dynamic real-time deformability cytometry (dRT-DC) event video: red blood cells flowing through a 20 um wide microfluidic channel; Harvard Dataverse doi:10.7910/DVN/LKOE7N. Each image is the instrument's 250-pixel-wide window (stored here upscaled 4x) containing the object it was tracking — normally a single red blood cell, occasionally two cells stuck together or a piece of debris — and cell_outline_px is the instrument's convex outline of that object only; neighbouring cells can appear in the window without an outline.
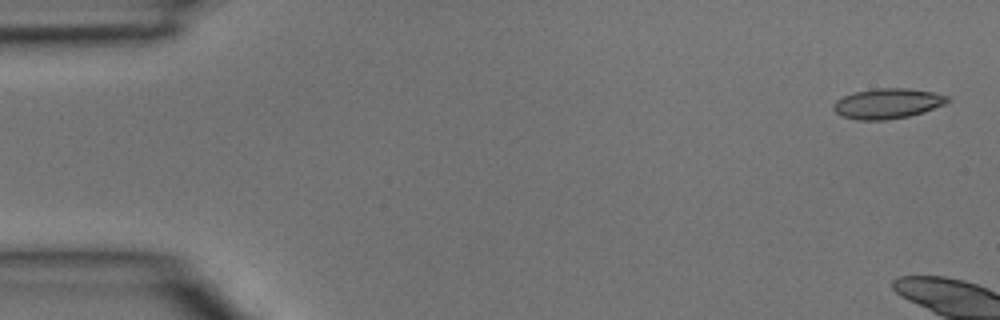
{"species": "common noctule bat (a hibernating species)", "species_latin": "Nyctalus noctula", "temperature_condition": "room temperature", "stored_images_in_passage": 6, "camera_frame_rate_fps": 3000, "um_per_image_px": 0.085, "animal": {"sex": "male", "body_mass_g": 15.6}, "frame": {"image": 1, "passage_image": 1, "time_ms": 0.0, "image_size_px": [1000, 320], "cell_outline_px": [[952, 100], [944, 104], [924, 112], [908, 116], [888, 120], [856, 120], [844, 116], [836, 112], [832, 108], [832, 104], [836, 100], [844, 96], [856, 92], [876, 88], [908, 88], [932, 92], [948, 96]], "centroid_in_image_um": [75.45, 8.8], "position_along_channel_um": 9.6, "area_um2": 20.06}}